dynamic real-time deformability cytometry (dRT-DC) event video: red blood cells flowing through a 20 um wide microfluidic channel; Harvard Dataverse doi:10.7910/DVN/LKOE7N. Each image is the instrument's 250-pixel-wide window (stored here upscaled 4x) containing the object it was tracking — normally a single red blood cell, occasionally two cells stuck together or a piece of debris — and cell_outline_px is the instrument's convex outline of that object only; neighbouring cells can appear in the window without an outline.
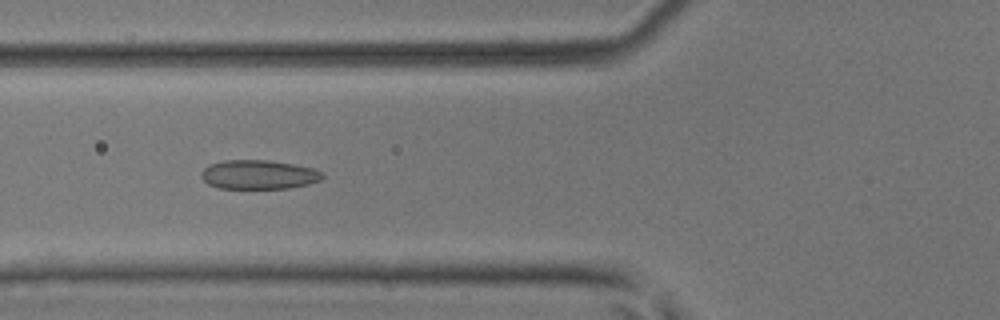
{"species": "common noctule bat (a hibernating species)", "species_latin": "Nyctalus noctula", "temperature_condition": "room temperature", "stored_images_in_passage": 49, "camera_frame_rate_fps": 3000, "um_per_image_px": 0.085, "animal": {"sex": "male", "body_mass_g": 17.9, "forearm_length_mm": 54.2}, "frame": {"image": 1, "passage_image": 19, "time_ms": 6.0, "image_size_px": [1000, 320], "cell_outline_px": [[324, 176], [320, 180], [308, 184], [288, 188], [220, 188], [208, 184], [200, 176], [200, 172], [208, 164], [224, 160], [268, 160], [292, 164], [312, 168], [324, 172]], "centroid_in_image_um": [21.96, 14.83], "position_along_channel_um": 103.8, "area_um2": 20.58}}
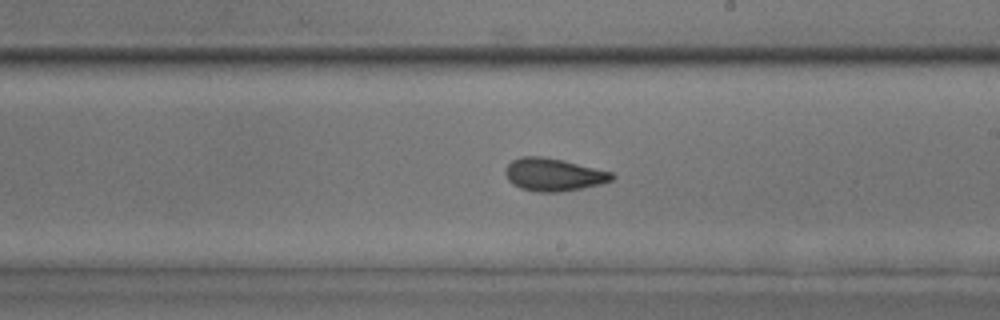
{"frame": {"image": 2, "passage_image": 29, "time_ms": 9.333, "image_size_px": [1000, 320], "cell_outline_px": [[616, 176], [612, 180], [600, 184], [560, 192], [536, 192], [520, 188], [512, 184], [508, 180], [504, 172], [504, 168], [512, 160], [520, 156], [544, 156], [612, 172]], "centroid_in_image_um": [47.0, 14.84], "position_along_channel_um": 242.0, "area_um2": 20.35}}
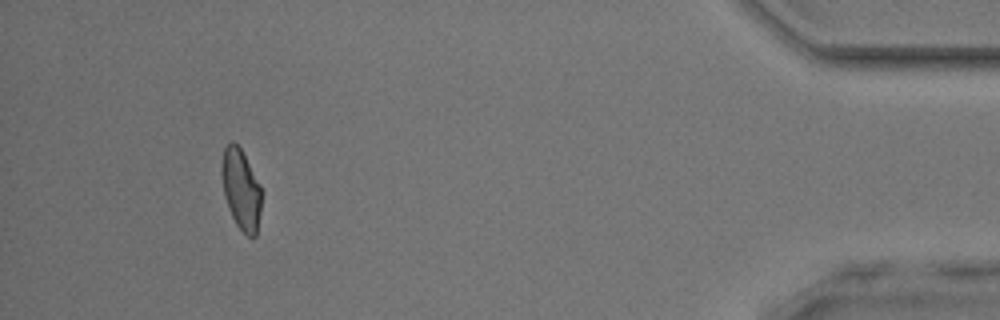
{"frame": {"image": 3, "passage_image": 46, "time_ms": 15.0, "image_size_px": [1000, 320], "cell_outline_px": [[264, 192], [256, 236], [248, 236], [236, 224], [228, 208], [224, 196], [220, 172], [220, 168], [224, 148], [232, 140], [240, 148], [260, 184]], "centroid_in_image_um": [20.5, 16.1], "position_along_channel_um": 414.7, "area_um2": 18.96}, "authors_computed_cell_mechanics": {"area_um2": 20.0566, "velocity_mm_per_s": 4.1513, "shape_relaxation_time_tau1_ms": 9.9493, "shape_relaxation_time_tau2_ms": 1.6888, "deformation_change_tau1": 0.2085, "deformation_change_tau2": 0.0706}}